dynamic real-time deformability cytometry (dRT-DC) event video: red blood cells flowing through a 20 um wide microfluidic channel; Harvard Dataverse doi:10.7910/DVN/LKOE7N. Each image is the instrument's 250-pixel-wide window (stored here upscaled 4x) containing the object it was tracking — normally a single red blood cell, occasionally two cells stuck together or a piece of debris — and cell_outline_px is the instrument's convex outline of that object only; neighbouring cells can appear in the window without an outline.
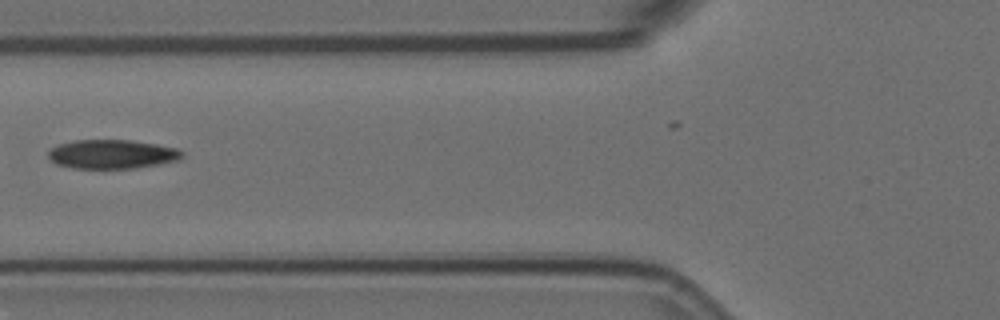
{"species": "Egyptian fruit bat (a non-hibernating species)", "species_latin": "Rousettus aegyptiacus", "temperature_condition": "room temperature", "stored_images_in_passage": 7, "camera_frame_rate_fps": 3000, "um_per_image_px": 0.085, "animal": {"sex": "female"}, "frame": {"image": 1, "passage_image": 6, "time_ms": 1.667, "image_size_px": [1000, 320], "cell_outline_px": [[184, 156], [180, 160], [160, 164], [136, 168], [72, 168], [56, 164], [48, 156], [48, 152], [52, 148], [60, 144], [76, 140], [132, 140], [156, 144], [176, 148], [184, 152]], "centroid_in_image_um": [9.57, 13.11], "position_along_channel_um": 116.2, "area_um2": 22.66}}